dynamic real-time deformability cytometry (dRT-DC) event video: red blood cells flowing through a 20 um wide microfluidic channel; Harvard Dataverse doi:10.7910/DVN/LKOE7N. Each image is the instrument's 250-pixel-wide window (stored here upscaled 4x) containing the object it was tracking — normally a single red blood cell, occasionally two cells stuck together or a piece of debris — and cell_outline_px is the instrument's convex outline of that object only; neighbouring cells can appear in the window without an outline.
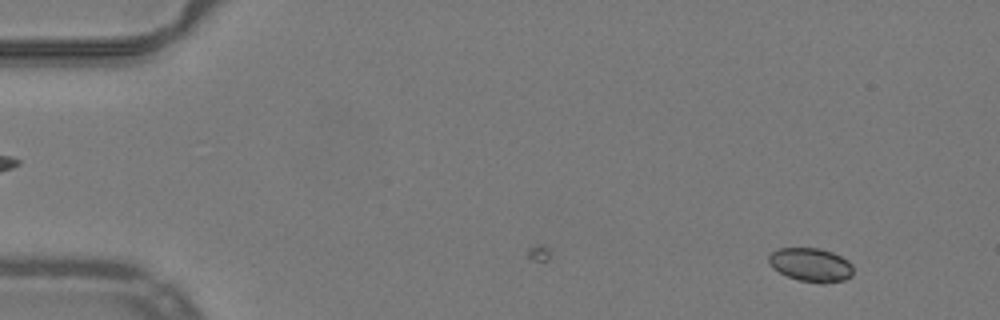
{"species": "common noctule bat (a hibernating species)", "species_latin": "Nyctalus noctula", "temperature_condition": "warm", "stored_images_in_passage": 5, "camera_frame_rate_fps": 3000, "um_per_image_px": 0.085, "animal": {"sex": "male", "body_mass_g": 19.2, "forearm_length_mm": 51.8}, "frame": {"image": 1, "passage_image": 5, "time_ms": 1.333, "image_size_px": [1000, 320], "cell_outline_px": [[852, 276], [844, 280], [824, 284], [820, 284], [800, 280], [788, 276], [772, 268], [768, 260], [768, 256], [772, 252], [780, 248], [820, 248], [832, 252], [848, 260], [852, 264]], "centroid_in_image_um": [68.94, 22.51], "position_along_channel_um": 16.1, "area_um2": 16.65}}